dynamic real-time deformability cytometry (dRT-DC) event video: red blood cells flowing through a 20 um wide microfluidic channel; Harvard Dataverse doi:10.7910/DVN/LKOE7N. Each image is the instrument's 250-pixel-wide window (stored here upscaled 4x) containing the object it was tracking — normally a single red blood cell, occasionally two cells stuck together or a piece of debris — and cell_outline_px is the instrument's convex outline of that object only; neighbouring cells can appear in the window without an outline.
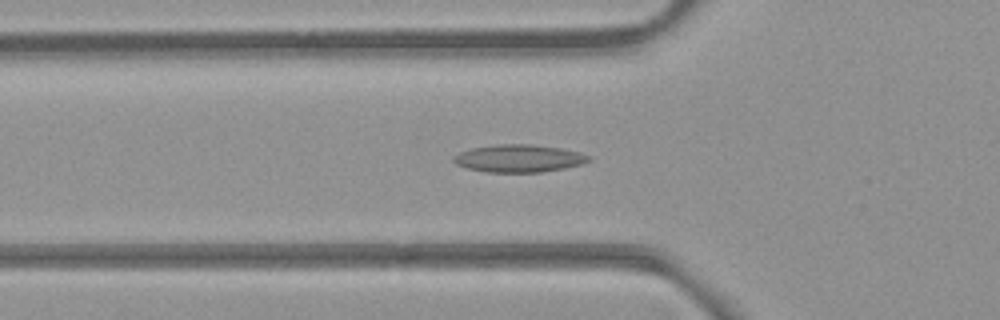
{"species": "common noctule bat (a hibernating species)", "species_latin": "Nyctalus noctula", "temperature_condition": "room temperature", "stored_images_in_passage": 44, "camera_frame_rate_fps": 3000, "um_per_image_px": 0.085, "animal": {"sex": "female", "body_mass_g": 21.9}, "frame": {"image": 1, "passage_image": 9, "time_ms": 2.667, "image_size_px": [1000, 320], "cell_outline_px": [[592, 160], [580, 164], [564, 168], [540, 172], [488, 172], [468, 168], [456, 164], [452, 160], [452, 156], [460, 152], [472, 148], [496, 144], [532, 144], [560, 148], [580, 152], [592, 156]], "centroid_in_image_um": [44.11, 13.45], "position_along_channel_um": 81.7, "area_um2": 21.73}}
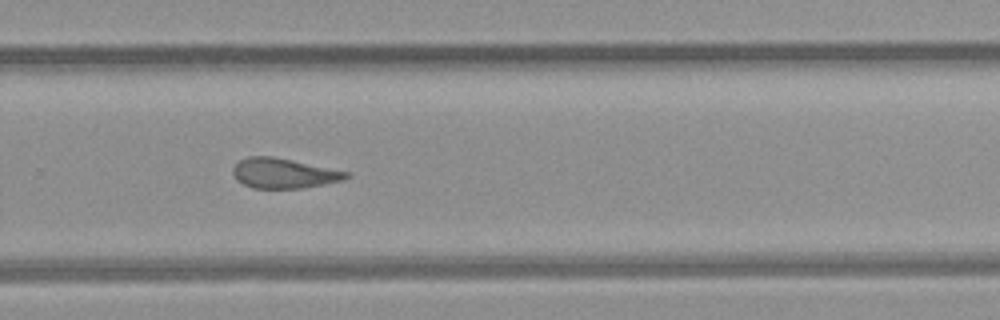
{"frame": {"image": 2, "passage_image": 26, "time_ms": 8.333, "image_size_px": [1000, 320], "cell_outline_px": [[352, 176], [344, 180], [304, 188], [252, 188], [236, 180], [232, 172], [232, 168], [240, 160], [248, 156], [272, 156], [292, 160], [348, 172]], "centroid_in_image_um": [24.11, 14.73], "position_along_channel_um": 305.7, "area_um2": 19.77}}
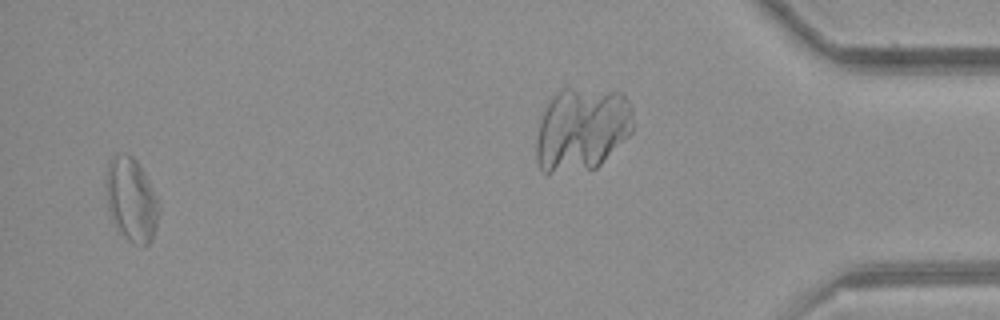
{"frame": {"image": 3, "passage_image": 42, "time_ms": 13.667, "image_size_px": [1000, 320], "cell_outline_px": [[160, 208], [156, 228], [148, 244], [144, 248], [128, 240], [124, 236], [112, 220], [108, 208], [108, 164], [116, 156], [132, 156], [136, 160], [144, 172], [160, 204]], "centroid_in_image_um": [11.22, 17.05], "position_along_channel_um": 424.0, "area_um2": 24.91}}